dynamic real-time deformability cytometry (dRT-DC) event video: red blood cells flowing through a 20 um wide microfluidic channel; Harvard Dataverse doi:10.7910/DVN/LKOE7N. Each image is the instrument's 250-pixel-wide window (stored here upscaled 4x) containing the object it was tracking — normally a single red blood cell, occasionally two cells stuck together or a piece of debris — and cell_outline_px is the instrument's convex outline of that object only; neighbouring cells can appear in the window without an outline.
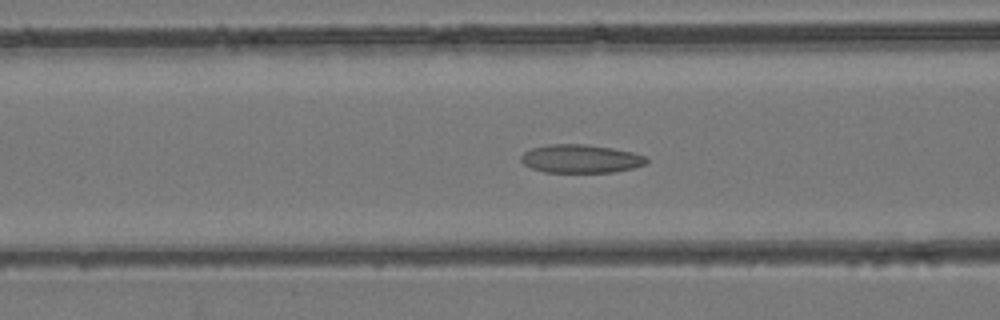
{"species": "common noctule bat (a hibernating species)", "species_latin": "Nyctalus noctula", "temperature_condition": "room temperature", "stored_images_in_passage": 39, "camera_frame_rate_fps": 3000, "um_per_image_px": 0.085, "animal": {"sex": "female", "body_mass_g": 24.6, "forearm_length_mm": 56.2}, "frame": {"image": 1, "passage_image": 18, "time_ms": 5.667, "image_size_px": [1000, 320], "cell_outline_px": [[648, 160], [644, 164], [632, 168], [612, 172], [544, 172], [532, 168], [524, 164], [520, 160], [520, 156], [524, 152], [532, 148], [548, 144], [584, 144], [612, 148], [632, 152], [644, 156]], "centroid_in_image_um": [49.32, 13.49], "position_along_channel_um": 117.3, "area_um2": 20.58}}
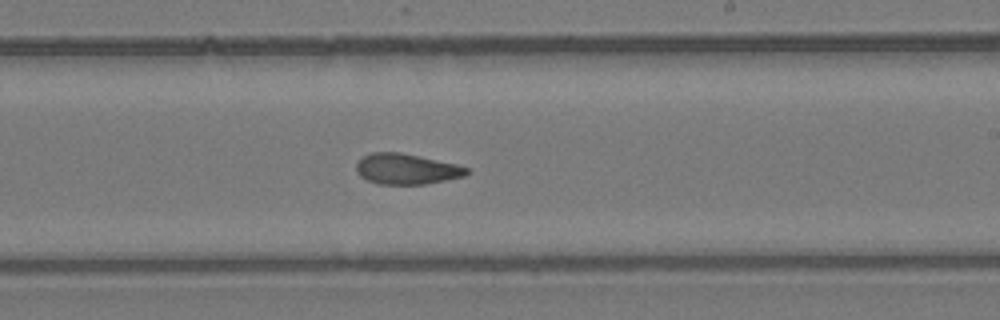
{"frame": {"image": 2, "passage_image": 27, "time_ms": 8.667, "image_size_px": [1000, 320], "cell_outline_px": [[468, 172], [464, 176], [424, 184], [380, 184], [368, 180], [360, 176], [356, 172], [356, 164], [364, 156], [372, 152], [400, 152], [456, 164], [468, 168]], "centroid_in_image_um": [34.52, 14.36], "position_along_channel_um": 254.5, "area_um2": 19.42}}
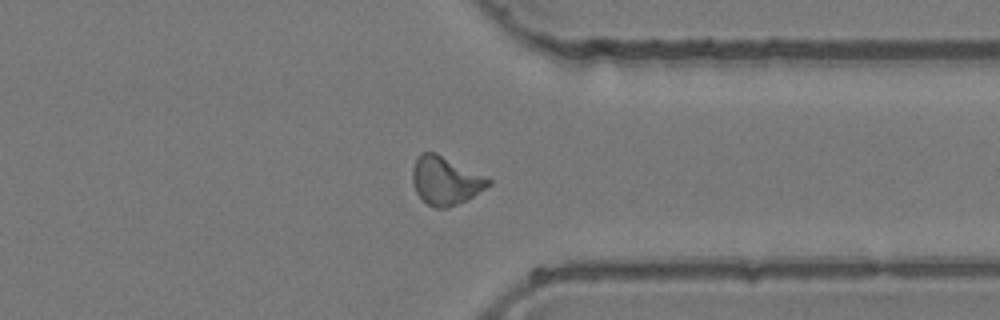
{"frame": {"image": 3, "passage_image": 35, "time_ms": 11.333, "image_size_px": [1000, 320], "cell_outline_px": [[492, 184], [468, 200], [448, 208], [436, 208], [428, 204], [416, 192], [412, 180], [412, 168], [420, 152], [436, 152], [492, 180]], "centroid_in_image_um": [37.87, 15.36], "position_along_channel_um": 373.5, "area_um2": 21.27}}